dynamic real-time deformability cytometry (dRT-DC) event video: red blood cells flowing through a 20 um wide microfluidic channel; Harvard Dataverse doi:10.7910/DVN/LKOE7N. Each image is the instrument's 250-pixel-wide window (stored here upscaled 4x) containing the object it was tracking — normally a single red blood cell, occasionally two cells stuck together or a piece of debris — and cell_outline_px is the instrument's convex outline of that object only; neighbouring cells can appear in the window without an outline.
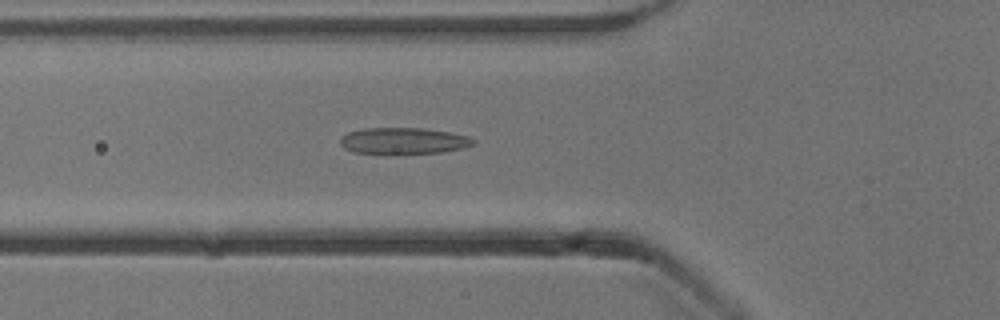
{"species": "common noctule bat (a hibernating species)", "species_latin": "Nyctalus noctula", "temperature_condition": "cold", "stored_images_in_passage": 45, "camera_frame_rate_fps": 3000, "um_per_image_px": 0.085, "animal": {"sex": "male", "body_mass_g": 13.3}, "frame": {"image": 1, "passage_image": 18, "time_ms": 5.667, "image_size_px": [1000, 320], "cell_outline_px": [[476, 144], [464, 148], [440, 152], [400, 156], [388, 156], [352, 152], [344, 148], [340, 144], [340, 136], [348, 132], [364, 128], [424, 128], [448, 132], [468, 136], [476, 140]], "centroid_in_image_um": [34.26, 12.02], "position_along_channel_um": 91.5, "area_um2": 21.5}}
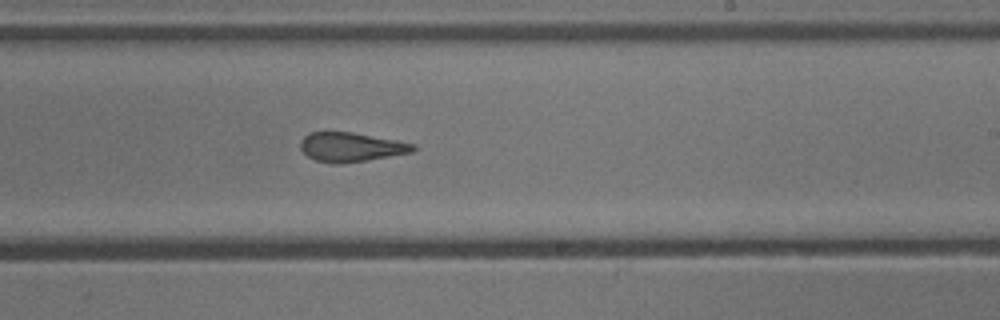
{"frame": {"image": 2, "passage_image": 31, "time_ms": 10.0, "image_size_px": [1000, 320], "cell_outline_px": [[416, 148], [412, 152], [364, 160], [336, 164], [316, 160], [308, 156], [300, 148], [300, 140], [308, 132], [352, 132], [396, 140], [416, 144]], "centroid_in_image_um": [29.81, 12.48], "position_along_channel_um": 259.2, "area_um2": 18.96}}
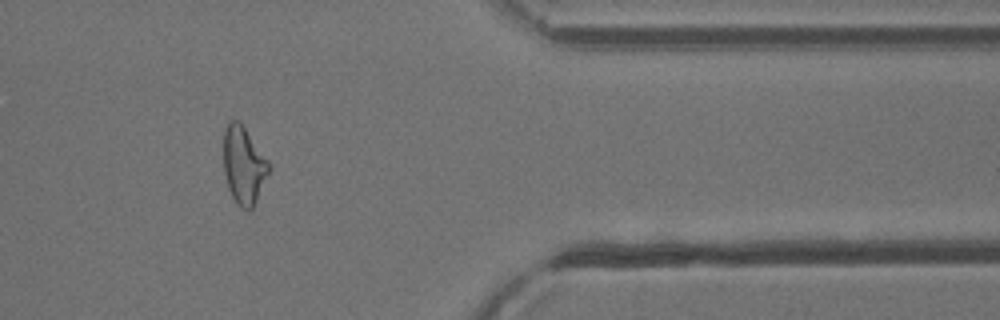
{"frame": {"image": 3, "passage_image": 43, "time_ms": 14.0, "image_size_px": [1000, 320], "cell_outline_px": [[272, 168], [252, 208], [248, 212], [240, 208], [236, 204], [228, 188], [224, 172], [224, 128], [228, 120], [240, 120], [268, 160]], "centroid_in_image_um": [20.72, 14.04], "position_along_channel_um": 390.7, "area_um2": 20.81}, "authors_computed_cell_mechanics": {"area_um2": 20.808, "velocity_mm_per_s": 3.8566, "shape_relaxation_time_tau1_ms": 11.0302, "shape_relaxation_time_tau2_ms": 1.608, "deformation_change_tau1": 0.256, "deformation_change_tau2": 0.1135}}